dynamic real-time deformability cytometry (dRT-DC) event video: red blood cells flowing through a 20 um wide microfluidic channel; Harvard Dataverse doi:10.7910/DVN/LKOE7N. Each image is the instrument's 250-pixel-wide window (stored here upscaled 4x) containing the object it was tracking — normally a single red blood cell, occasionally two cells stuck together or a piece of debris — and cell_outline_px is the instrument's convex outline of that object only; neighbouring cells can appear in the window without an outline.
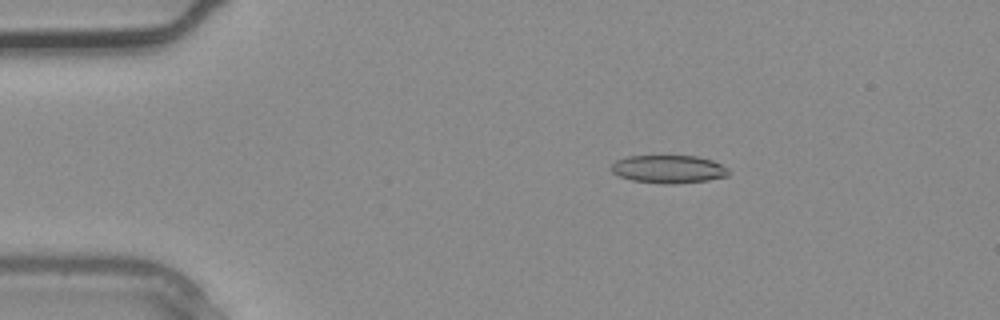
{"species": "common noctule bat (a hibernating species)", "species_latin": "Nyctalus noctula", "temperature_condition": "warm", "stored_images_in_passage": 3, "camera_frame_rate_fps": 3000, "um_per_image_px": 0.085, "animal": {"sex": "male", "body_mass_g": 20.4}, "frame": {"image": 1, "passage_image": 2, "time_ms": 0.333, "image_size_px": [1000, 320], "cell_outline_px": [[732, 172], [728, 176], [708, 180], [672, 184], [664, 184], [632, 180], [620, 176], [612, 172], [612, 164], [616, 160], [628, 156], [696, 156], [712, 160], [728, 168]], "centroid_in_image_um": [56.86, 14.38], "position_along_channel_um": 28.1, "area_um2": 19.13}}